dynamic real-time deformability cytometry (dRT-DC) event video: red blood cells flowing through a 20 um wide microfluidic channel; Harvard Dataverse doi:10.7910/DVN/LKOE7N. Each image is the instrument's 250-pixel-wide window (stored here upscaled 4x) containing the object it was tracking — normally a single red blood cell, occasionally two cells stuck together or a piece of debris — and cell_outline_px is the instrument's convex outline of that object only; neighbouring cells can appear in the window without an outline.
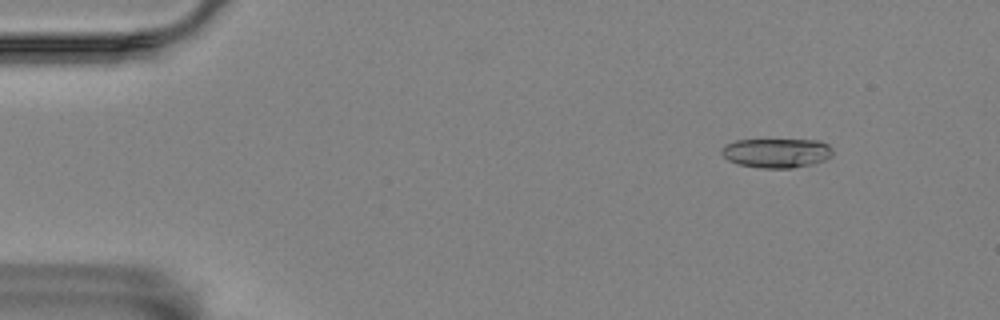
{"species": "Egyptian fruit bat (a non-hibernating species)", "species_latin": "Rousettus aegyptiacus", "temperature_condition": "room temperature", "stored_images_in_passage": 7, "camera_frame_rate_fps": 3000, "um_per_image_px": 0.085, "animal": {"sex": "female"}, "frame": {"image": 1, "passage_image": 2, "time_ms": 1.333, "image_size_px": [1000, 320], "cell_outline_px": [[832, 156], [824, 160], [812, 164], [792, 168], [764, 168], [740, 164], [728, 160], [720, 152], [724, 144], [736, 140], [816, 140], [828, 144], [832, 148]], "centroid_in_image_um": [66.01, 12.99], "position_along_channel_um": 19.0, "area_um2": 18.96}}
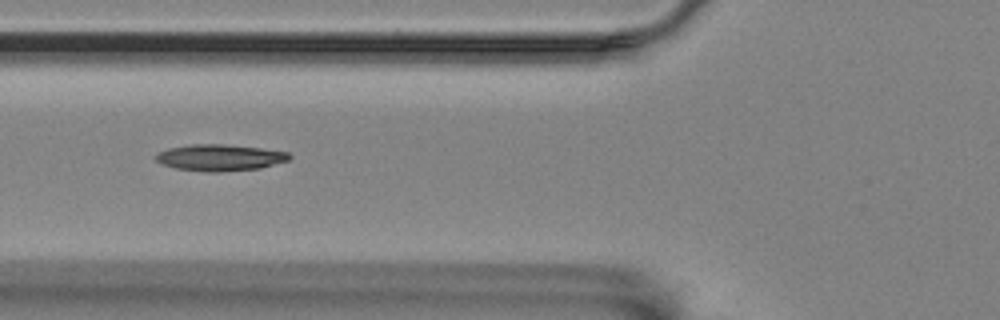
{"frame": {"image": 2, "passage_image": 6, "time_ms": 6.333, "image_size_px": [1000, 320], "cell_outline_px": [[292, 156], [288, 160], [260, 168], [220, 172], [208, 172], [176, 168], [160, 164], [156, 160], [156, 156], [160, 152], [168, 148], [192, 144], [224, 144], [260, 148], [288, 152]], "centroid_in_image_um": [18.68, 13.39], "position_along_channel_um": 107.1, "area_um2": 20.46}}
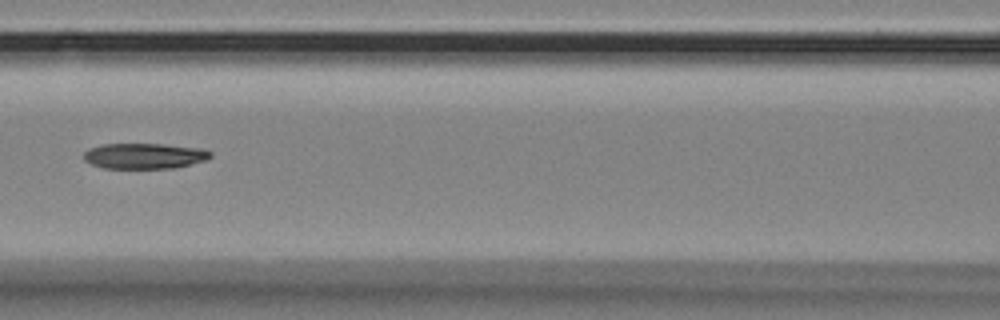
{"frame": {"image": 3, "passage_image": 7, "time_ms": 7.667, "image_size_px": [1000, 320], "cell_outline_px": [[212, 156], [208, 160], [172, 168], [104, 168], [92, 164], [84, 160], [84, 152], [88, 148], [104, 144], [164, 144], [204, 148], [212, 152]], "centroid_in_image_um": [12.31, 13.24], "position_along_channel_um": 154.3, "area_um2": 19.02}}